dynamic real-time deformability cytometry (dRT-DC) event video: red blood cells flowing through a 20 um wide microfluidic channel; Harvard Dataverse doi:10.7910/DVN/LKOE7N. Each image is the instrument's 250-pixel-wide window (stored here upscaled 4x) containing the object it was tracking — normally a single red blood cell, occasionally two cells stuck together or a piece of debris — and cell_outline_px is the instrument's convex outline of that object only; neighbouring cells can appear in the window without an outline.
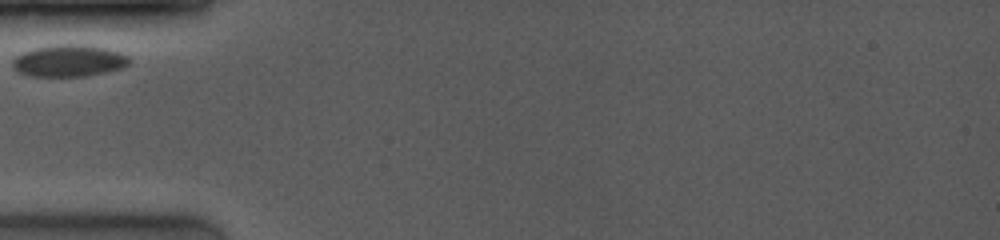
{"species": "common noctule bat (a hibernating species)", "species_latin": "Nyctalus noctula", "temperature_condition": "room temperature", "stored_images_in_passage": 2, "camera_frame_rate_fps": 4000, "um_per_image_px": 0.085, "animal": {"sex": "female", "body_mass_g": 19.0, "forearm_length_mm": 53.3}, "frame": {"image": 1, "passage_image": 1, "time_ms": 0.0, "image_size_px": [1000, 240], "cell_outline_px": [[128, 64], [120, 68], [104, 72], [84, 76], [28, 76], [20, 72], [12, 64], [12, 60], [20, 52], [32, 48], [52, 44], [84, 44], [104, 48], [120, 52], [128, 56]], "centroid_in_image_um": [5.8, 5.14], "position_along_channel_um": 79.2, "area_um2": 21.62}}